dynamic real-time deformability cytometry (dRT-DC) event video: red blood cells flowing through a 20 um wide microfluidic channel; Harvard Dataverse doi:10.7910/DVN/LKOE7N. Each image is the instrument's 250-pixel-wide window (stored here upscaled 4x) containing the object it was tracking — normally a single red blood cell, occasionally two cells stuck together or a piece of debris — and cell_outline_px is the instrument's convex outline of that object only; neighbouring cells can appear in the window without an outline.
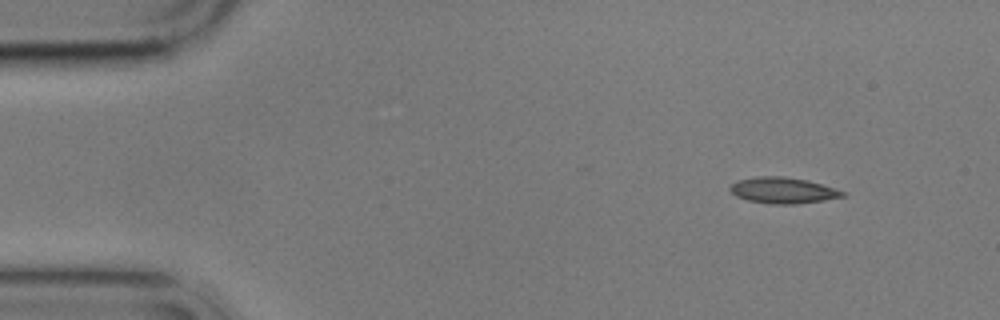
{"species": "common noctule bat (a hibernating species)", "species_latin": "Nyctalus noctula", "temperature_condition": "cold", "stored_images_in_passage": 4, "camera_frame_rate_fps": 3000, "um_per_image_px": 0.085, "animal": {"sex": "male", "body_mass_g": 17.9}, "frame": {"image": 1, "passage_image": 1, "time_ms": 0.0, "image_size_px": [1000, 320], "cell_outline_px": [[848, 192], [844, 196], [824, 200], [796, 204], [772, 204], [748, 200], [736, 196], [728, 188], [736, 180], [760, 176], [784, 176], [808, 180]], "centroid_in_image_um": [66.56, 16.17], "position_along_channel_um": 18.4, "area_um2": 17.11}}
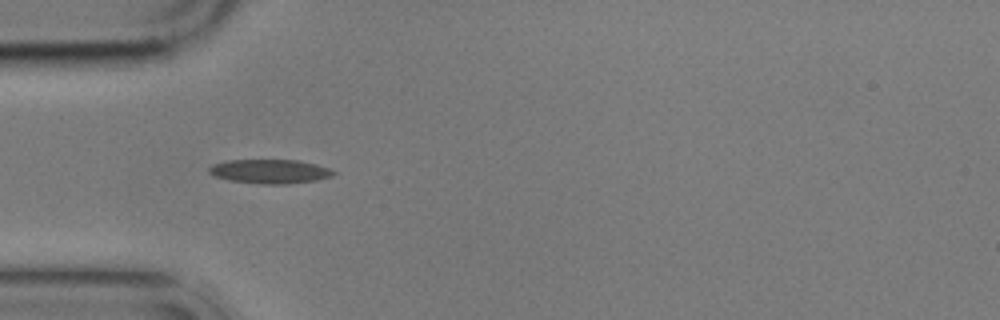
{"frame": {"image": 2, "passage_image": 4, "time_ms": 3.667, "image_size_px": [1000, 320], "cell_outline_px": [[336, 172], [332, 176], [316, 180], [288, 184], [260, 184], [228, 180], [216, 176], [208, 172], [208, 168], [212, 164], [228, 160], [300, 160], [316, 164], [328, 168]], "centroid_in_image_um": [22.93, 14.57], "position_along_channel_um": 62.1, "area_um2": 17.51}}